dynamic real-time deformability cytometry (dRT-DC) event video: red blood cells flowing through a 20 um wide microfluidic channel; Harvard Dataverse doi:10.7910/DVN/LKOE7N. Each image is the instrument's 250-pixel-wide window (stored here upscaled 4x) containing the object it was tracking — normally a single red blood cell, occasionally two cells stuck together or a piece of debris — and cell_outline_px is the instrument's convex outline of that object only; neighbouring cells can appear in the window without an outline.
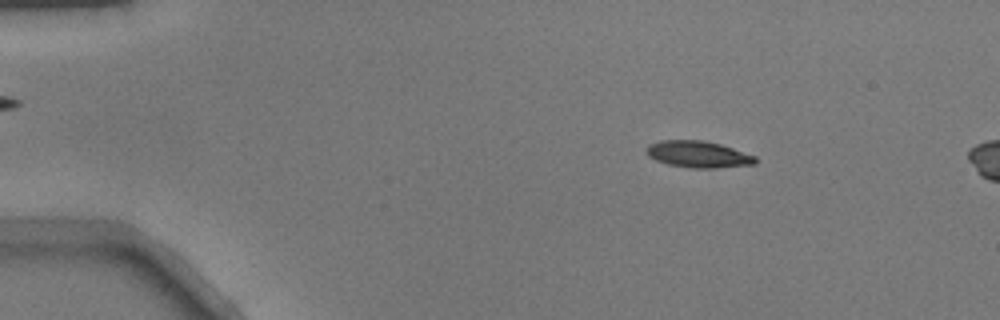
{"species": "common noctule bat (a hibernating species)", "species_latin": "Nyctalus noctula", "temperature_condition": "warm", "stored_images_in_passage": 13, "camera_frame_rate_fps": 3000, "um_per_image_px": 0.085, "animal": {"sex": "male", "body_mass_g": 17.9}, "frame": {"image": 1, "passage_image": 8, "time_ms": 2.333, "image_size_px": [1000, 320], "cell_outline_px": [[756, 164], [716, 168], [692, 168], [668, 164], [656, 160], [648, 156], [644, 152], [644, 148], [648, 144], [660, 140], [704, 140], [720, 144], [756, 156]], "centroid_in_image_um": [59.3, 13.11], "position_along_channel_um": 25.7, "area_um2": 17.05}}